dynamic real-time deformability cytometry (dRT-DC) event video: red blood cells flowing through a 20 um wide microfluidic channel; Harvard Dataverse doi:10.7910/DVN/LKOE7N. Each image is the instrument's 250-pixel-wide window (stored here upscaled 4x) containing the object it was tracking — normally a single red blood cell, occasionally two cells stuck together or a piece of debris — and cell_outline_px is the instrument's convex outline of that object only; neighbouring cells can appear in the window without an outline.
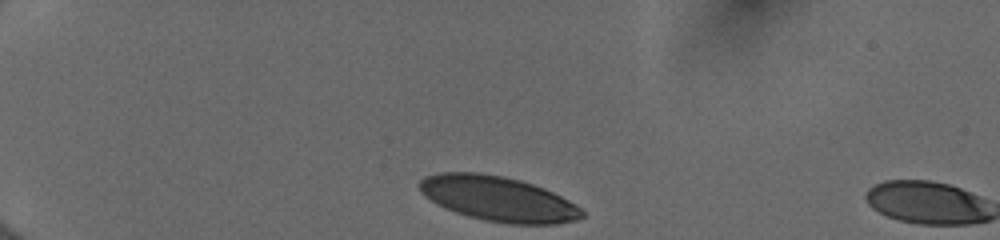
{"species": "human", "species_latin": "Homo sapiens", "temperature_condition": "cold", "stored_images_in_passage": 2, "camera_frame_rate_fps": 3000, "um_per_image_px": 0.085, "donor": {"sex": "female"}, "frame": {"image": 1, "passage_image": 1, "time_ms": 0.0, "image_size_px": [1000, 240], "cell_outline_px": [[584, 216], [576, 220], [556, 224], [508, 224], [484, 220], [468, 216], [444, 208], [436, 204], [424, 196], [420, 192], [416, 184], [424, 176], [440, 172], [480, 172], [504, 176], [520, 180], [544, 188], [568, 200], [580, 208], [584, 212]], "centroid_in_image_um": [42.28, 16.88], "position_along_channel_um": 42.7, "area_um2": 42.83}}